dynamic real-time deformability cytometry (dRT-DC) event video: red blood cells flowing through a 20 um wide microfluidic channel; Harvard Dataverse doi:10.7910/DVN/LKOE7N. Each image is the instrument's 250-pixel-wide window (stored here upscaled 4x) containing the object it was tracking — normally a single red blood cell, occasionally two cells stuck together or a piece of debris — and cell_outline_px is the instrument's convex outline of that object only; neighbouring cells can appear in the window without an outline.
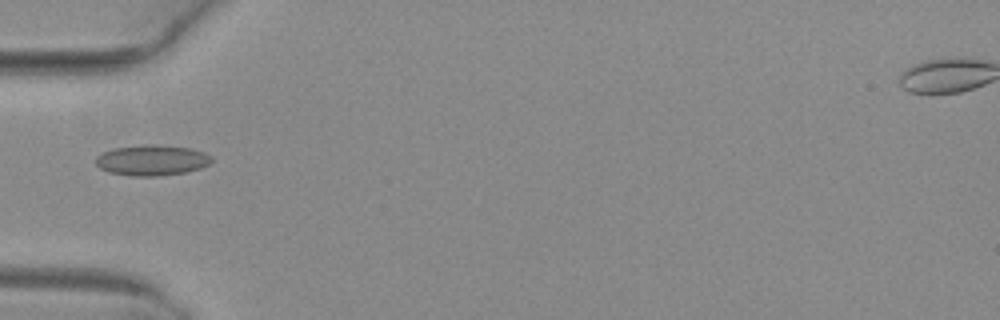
{"species": "common noctule bat (a hibernating species)", "species_latin": "Nyctalus noctula", "temperature_condition": "warm", "stored_images_in_passage": 5, "camera_frame_rate_fps": 3000, "um_per_image_px": 0.085, "animal": {"sex": "female", "body_mass_g": 29.2, "forearm_length_mm": 56.3}, "frame": {"image": 1, "passage_image": 5, "time_ms": 1.333, "image_size_px": [1000, 320], "cell_outline_px": [[212, 160], [208, 164], [200, 168], [184, 172], [156, 176], [132, 176], [108, 172], [100, 168], [96, 164], [96, 156], [100, 152], [112, 148], [144, 144], [156, 144], [188, 148], [204, 152], [212, 156]], "centroid_in_image_um": [12.86, 13.6], "position_along_channel_um": 72.1, "area_um2": 20.75}}